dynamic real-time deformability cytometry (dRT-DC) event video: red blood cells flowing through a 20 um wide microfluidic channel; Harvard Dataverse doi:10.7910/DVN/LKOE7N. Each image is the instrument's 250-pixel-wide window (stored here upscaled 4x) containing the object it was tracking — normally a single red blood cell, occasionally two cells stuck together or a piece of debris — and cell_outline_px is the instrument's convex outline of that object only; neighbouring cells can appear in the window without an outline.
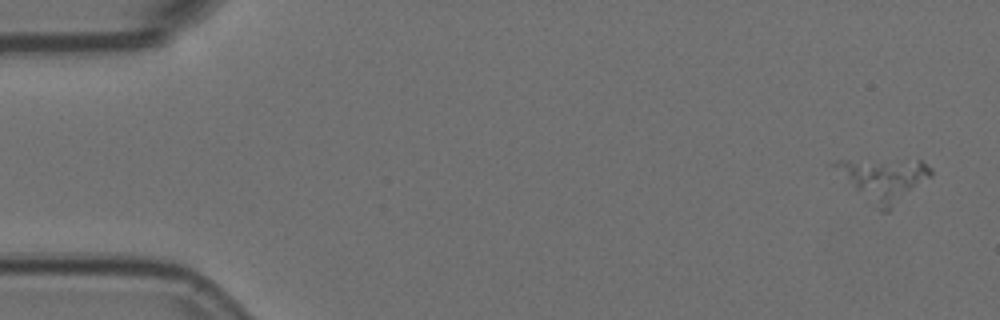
{"species": "Egyptian fruit bat (a non-hibernating species)", "species_latin": "Rousettus aegyptiacus", "temperature_condition": "room temperature", "stored_images_in_passage": 55, "camera_frame_rate_fps": 3000, "um_per_image_px": 0.085, "animal": {"sex": "female"}, "frame": {"image": 1, "passage_image": 1, "time_ms": 0.0, "image_size_px": [1000, 320], "cell_outline_px": [[932, 176], [888, 212], [880, 212], [828, 164], [836, 160], [920, 160], [932, 168]], "centroid_in_image_um": [75.11, 15.24], "position_along_channel_um": 9.9, "area_um2": 23.87}}
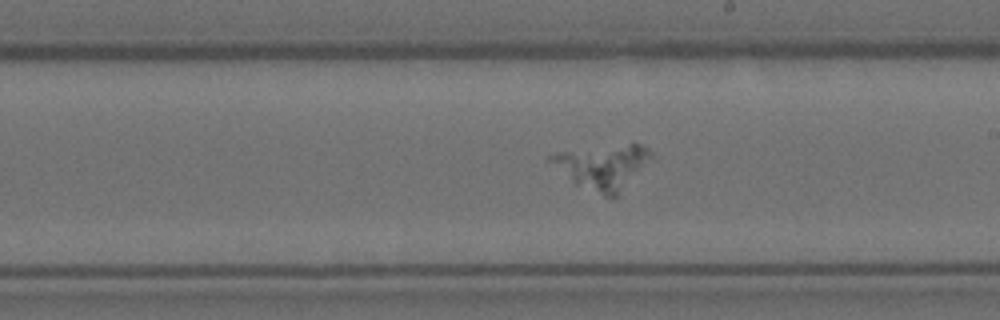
{"frame": {"image": 2, "passage_image": 31, "time_ms": 10.0, "image_size_px": [1000, 320], "cell_outline_px": [[652, 156], [620, 192], [616, 196], [604, 196], [576, 184], [548, 160], [548, 156], [560, 152], [632, 144], [640, 144], [648, 148], [652, 152]], "centroid_in_image_um": [51.23, 14.17], "position_along_channel_um": 237.8, "area_um2": 24.62}}
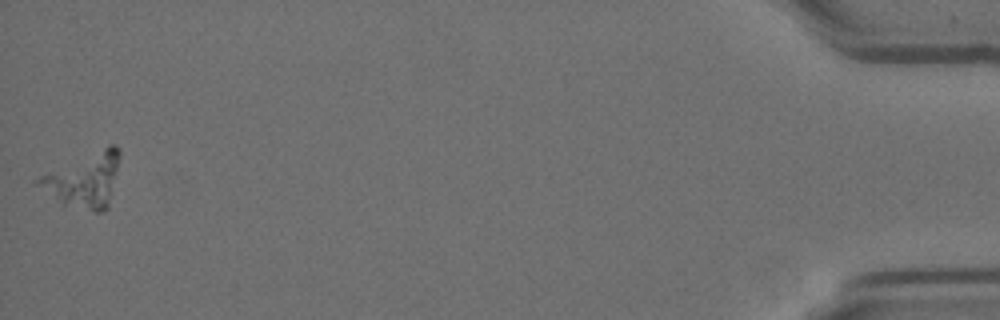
{"frame": {"image": 3, "passage_image": 55, "time_ms": 18.0, "image_size_px": [1000, 320], "cell_outline_px": [[120, 156], [108, 208], [104, 212], [92, 212], [64, 204], [36, 184], [32, 180], [40, 176], [108, 144], [116, 144], [120, 148]], "centroid_in_image_um": [7.19, 15.29], "position_along_channel_um": 428.0, "area_um2": 25.37}}